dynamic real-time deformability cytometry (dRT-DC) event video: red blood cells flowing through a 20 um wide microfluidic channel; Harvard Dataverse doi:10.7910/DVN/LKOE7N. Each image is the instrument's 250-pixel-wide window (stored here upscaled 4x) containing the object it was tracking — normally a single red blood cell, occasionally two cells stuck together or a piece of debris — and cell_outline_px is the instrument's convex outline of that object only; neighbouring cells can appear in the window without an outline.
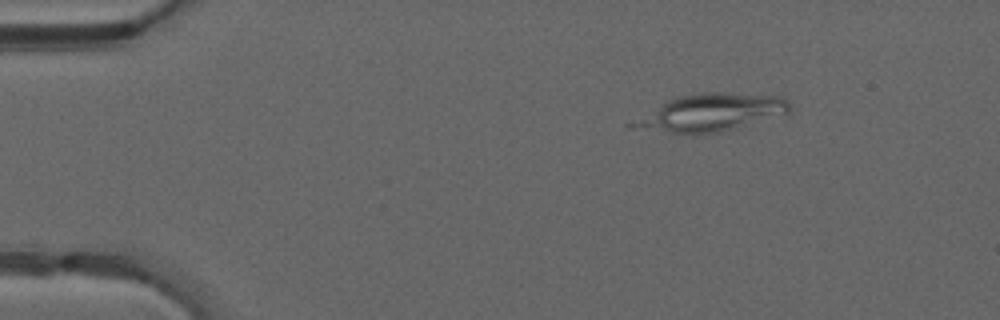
{"species": "common noctule bat (a hibernating species)", "species_latin": "Nyctalus noctula", "temperature_condition": "warm", "stored_images_in_passage": 6, "camera_frame_rate_fps": 3000, "um_per_image_px": 0.085, "animal": {"sex": "male", "forearm_length_mm": 52.5}, "frame": {"image": 1, "passage_image": 1, "time_ms": 0.0, "image_size_px": [1000, 320], "cell_outline_px": [[792, 112], [788, 116], [720, 132], [692, 136], [628, 128], [624, 124], [660, 104], [676, 96], [700, 92], [724, 92], [784, 96], [788, 100]], "centroid_in_image_um": [60.43, 9.61], "position_along_channel_um": 24.6, "area_um2": 35.89}}